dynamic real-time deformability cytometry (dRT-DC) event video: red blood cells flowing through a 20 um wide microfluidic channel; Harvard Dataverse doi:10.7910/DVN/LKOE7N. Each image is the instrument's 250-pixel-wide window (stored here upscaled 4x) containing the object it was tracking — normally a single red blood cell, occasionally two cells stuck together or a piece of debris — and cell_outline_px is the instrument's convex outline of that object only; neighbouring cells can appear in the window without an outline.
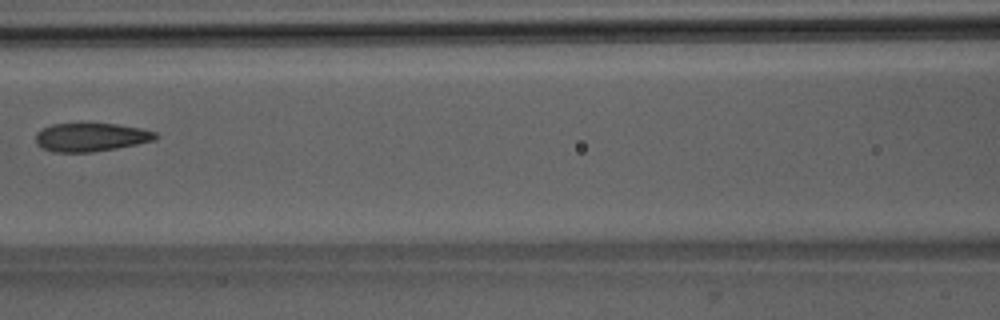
{"species": "Egyptian fruit bat (a non-hibernating species)", "species_latin": "Rousettus aegyptiacus", "temperature_condition": "room temperature", "stored_images_in_passage": 4, "camera_frame_rate_fps": 3000, "um_per_image_px": 0.085, "animal": {"sex": "male"}, "frame": {"image": 1, "passage_image": 4, "time_ms": 3.333, "image_size_px": [1000, 320], "cell_outline_px": [[160, 136], [152, 140], [136, 144], [116, 148], [92, 152], [52, 152], [36, 144], [36, 132], [52, 124], [80, 120], [116, 124], [140, 128], [156, 132]], "centroid_in_image_um": [7.69, 11.61], "position_along_channel_um": 158.9, "area_um2": 20.58}}